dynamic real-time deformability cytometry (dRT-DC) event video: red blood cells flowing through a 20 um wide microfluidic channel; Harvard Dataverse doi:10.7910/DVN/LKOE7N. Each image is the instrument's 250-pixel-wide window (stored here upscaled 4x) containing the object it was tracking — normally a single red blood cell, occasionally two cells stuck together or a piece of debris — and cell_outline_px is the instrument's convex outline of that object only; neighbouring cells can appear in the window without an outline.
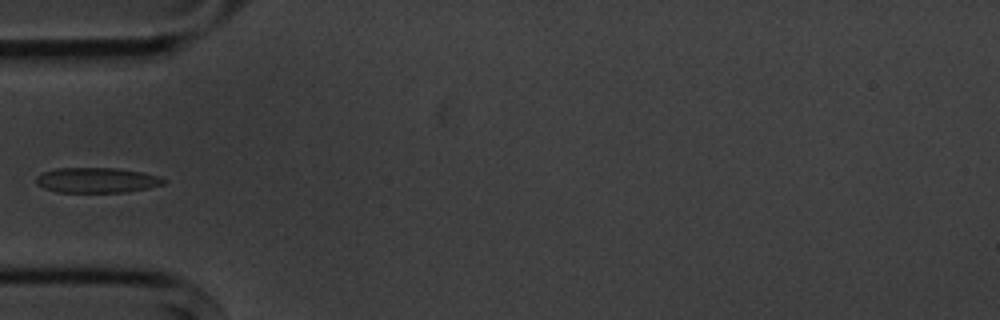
{"species": "common noctule bat (a hibernating species)", "species_latin": "Nyctalus noctula", "temperature_condition": "cold", "stored_images_in_passage": 5, "camera_frame_rate_fps": 3000, "um_per_image_px": 0.085, "animal": {"sex": "male", "body_mass_g": 20.1, "forearm_length_mm": 53.5}, "frame": {"image": 1, "passage_image": 5, "time_ms": 5.333, "image_size_px": [1000, 320], "cell_outline_px": [[168, 180], [164, 184], [148, 188], [124, 192], [56, 192], [44, 188], [36, 184], [36, 176], [44, 172], [56, 168], [116, 168], [144, 172]], "centroid_in_image_um": [8.22, 15.31], "position_along_channel_um": 76.8, "area_um2": 18.73}}